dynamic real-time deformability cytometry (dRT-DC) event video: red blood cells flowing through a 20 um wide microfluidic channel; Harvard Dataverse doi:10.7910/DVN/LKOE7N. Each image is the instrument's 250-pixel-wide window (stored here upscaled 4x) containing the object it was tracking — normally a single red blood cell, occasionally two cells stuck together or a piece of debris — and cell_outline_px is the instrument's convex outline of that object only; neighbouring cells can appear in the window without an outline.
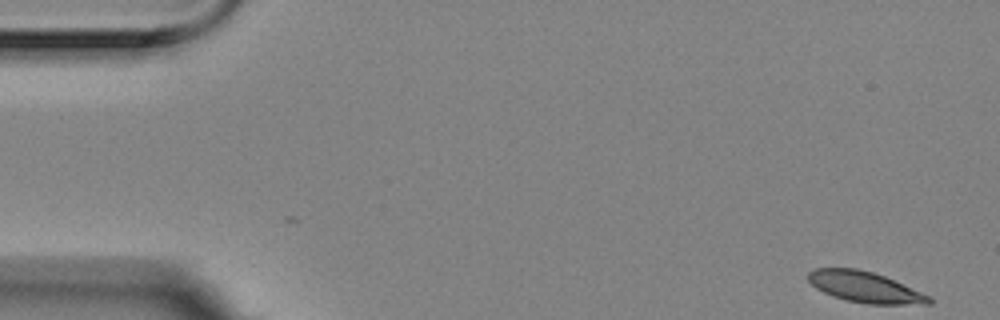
{"species": "Egyptian fruit bat (a non-hibernating species)", "species_latin": "Rousettus aegyptiacus", "temperature_condition": "room temperature", "stored_images_in_passage": 6, "camera_frame_rate_fps": 3000, "um_per_image_px": 0.085, "animal": {"sex": "female"}, "frame": {"image": 1, "passage_image": 1, "time_ms": 0.0, "image_size_px": [1000, 320], "cell_outline_px": [[932, 304], [868, 304], [844, 300], [832, 296], [816, 288], [808, 280], [808, 272], [812, 268], [856, 268], [872, 272], [884, 276], [932, 296]], "centroid_in_image_um": [73.52, 24.4], "position_along_channel_um": 11.5, "area_um2": 21.79}}
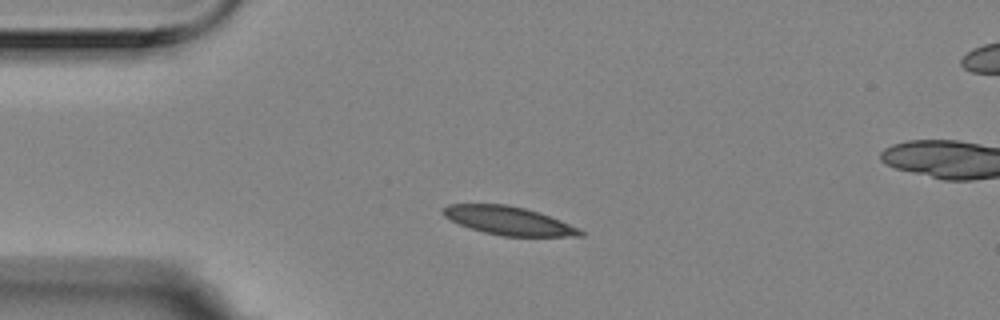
{"frame": {"image": 2, "passage_image": 4, "time_ms": 1.0, "image_size_px": [1000, 320], "cell_outline_px": [[584, 236], [504, 236], [484, 232], [460, 224], [444, 216], [440, 212], [448, 204], [504, 204], [524, 208], [560, 220], [584, 232]], "centroid_in_image_um": [43.2, 18.75], "position_along_channel_um": 41.8, "area_um2": 22.2}}